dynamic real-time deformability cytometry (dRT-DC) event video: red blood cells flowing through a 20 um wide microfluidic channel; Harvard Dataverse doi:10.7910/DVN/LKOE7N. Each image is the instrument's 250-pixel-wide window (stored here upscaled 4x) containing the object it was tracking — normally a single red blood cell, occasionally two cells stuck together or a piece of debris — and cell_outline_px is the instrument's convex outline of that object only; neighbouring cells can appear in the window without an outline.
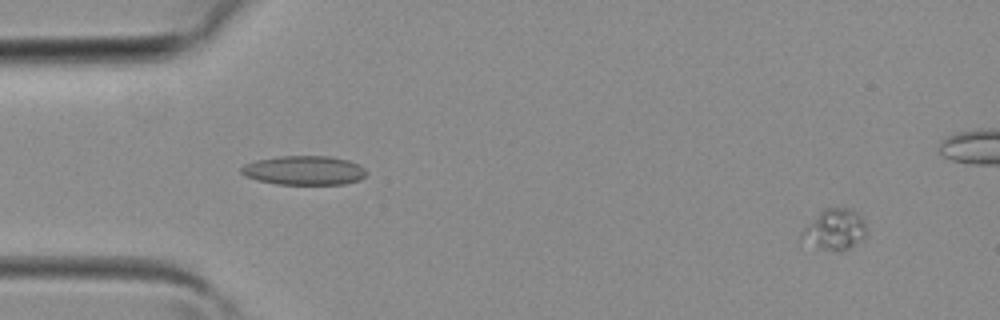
{"species": "common noctule bat (a hibernating species)", "species_latin": "Nyctalus noctula", "temperature_condition": "room temperature", "stored_images_in_passage": 40, "camera_frame_rate_fps": 3000, "um_per_image_px": 0.085, "animal": {"sex": "female", "body_mass_g": 19.3, "forearm_length_mm": 54.1}, "frame": {"image": 1, "passage_image": 2, "time_ms": 0.333, "image_size_px": [1000, 320], "cell_outline_px": [[864, 236], [860, 240], [848, 248], [840, 252], [836, 252], [820, 248], [800, 240], [800, 236], [804, 228], [824, 208], [852, 208], [860, 212], [864, 224]], "centroid_in_image_um": [70.94, 19.5], "position_along_channel_um": 14.1, "area_um2": 15.2}}
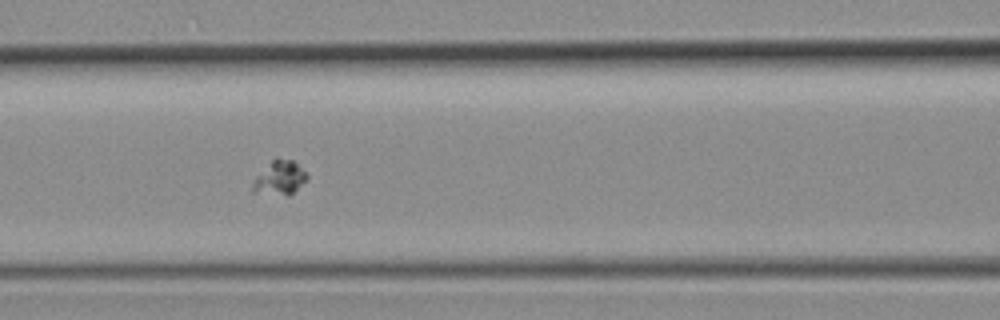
{"frame": {"image": 2, "passage_image": 16, "time_ms": 5.0, "image_size_px": [1000, 320], "cell_outline_px": [[308, 180], [288, 196], [252, 192], [252, 184], [256, 176], [276, 156], [292, 160], [308, 176]], "centroid_in_image_um": [23.76, 15.12], "position_along_channel_um": 142.8, "area_um2": 10.75}}
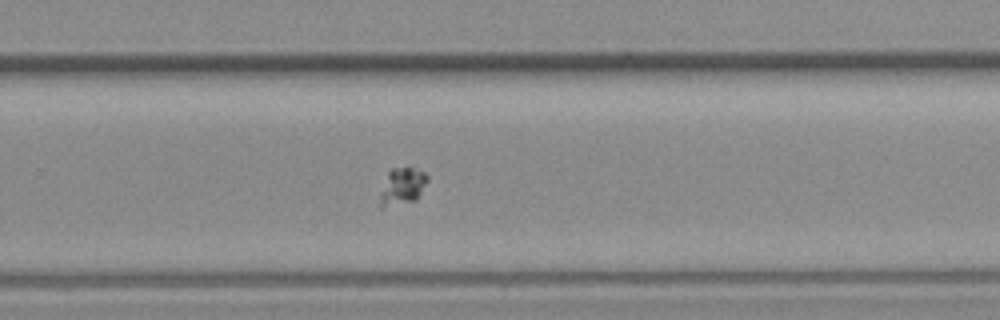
{"frame": {"image": 3, "passage_image": 25, "time_ms": 8.0, "image_size_px": [1000, 320], "cell_outline_px": [[428, 180], [416, 200], [380, 208], [380, 192], [388, 172], [392, 168], [412, 168], [424, 172], [428, 176]], "centroid_in_image_um": [34.18, 15.84], "position_along_channel_um": 295.6, "area_um2": 10.06}}